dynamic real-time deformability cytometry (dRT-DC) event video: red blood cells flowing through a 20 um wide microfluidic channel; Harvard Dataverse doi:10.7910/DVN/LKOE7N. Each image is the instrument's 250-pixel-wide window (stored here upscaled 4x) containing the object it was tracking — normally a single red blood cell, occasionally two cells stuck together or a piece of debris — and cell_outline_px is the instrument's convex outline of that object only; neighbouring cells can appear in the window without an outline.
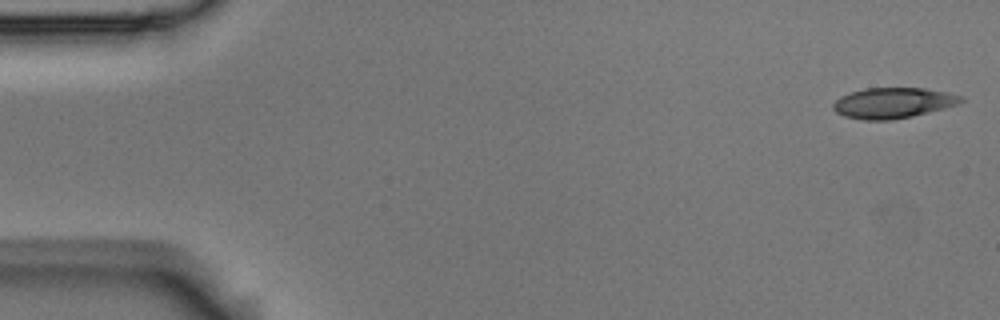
{"species": "Egyptian fruit bat (a non-hibernating species)", "species_latin": "Rousettus aegyptiacus", "temperature_condition": "room temperature", "stored_images_in_passage": 53, "camera_frame_rate_fps": 3000, "um_per_image_px": 0.085, "animal": {"sex": "male"}, "frame": {"image": 1, "passage_image": 1, "time_ms": 0.0, "image_size_px": [1000, 320], "cell_outline_px": [[964, 100], [956, 104], [912, 116], [888, 120], [864, 120], [844, 116], [836, 112], [832, 108], [832, 104], [840, 96], [864, 88], [924, 88], [948, 92], [960, 96]], "centroid_in_image_um": [75.85, 8.74], "position_along_channel_um": 9.2, "area_um2": 22.48}}
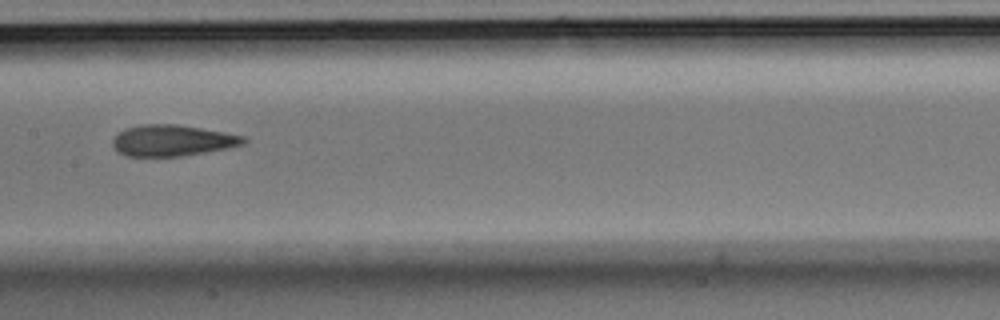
{"frame": {"image": 2, "passage_image": 26, "time_ms": 8.333, "image_size_px": [1000, 320], "cell_outline_px": [[248, 140], [244, 144], [228, 148], [180, 156], [128, 156], [116, 152], [112, 144], [112, 140], [124, 128], [140, 124], [176, 124], [224, 132], [244, 136]], "centroid_in_image_um": [14.62, 11.94], "position_along_channel_um": 192.8, "area_um2": 23.76}}
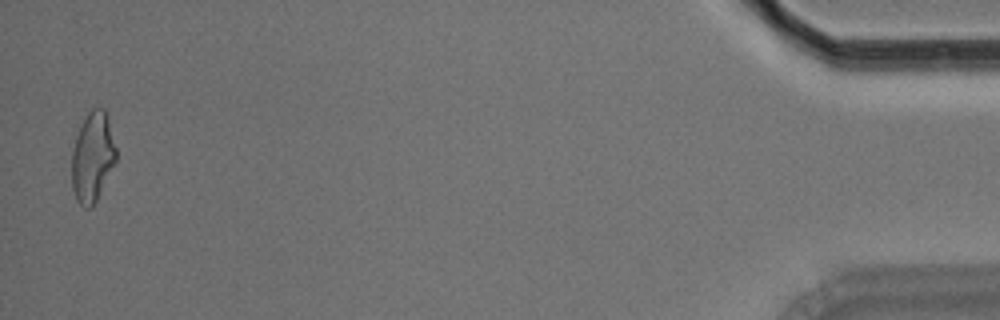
{"frame": {"image": 3, "passage_image": 52, "time_ms": 17.0, "image_size_px": [1000, 320], "cell_outline_px": [[116, 160], [92, 208], [84, 208], [76, 200], [72, 188], [72, 152], [76, 136], [80, 124], [88, 112], [96, 104], [104, 108], [108, 116], [116, 148]], "centroid_in_image_um": [7.86, 13.3], "position_along_channel_um": 427.3, "area_um2": 23.35}, "authors_computed_cell_mechanics": {"area_um2": 23.5824, "velocity_mm_per_s": 3.7521, "shape_relaxation_time_tau1_ms": 7.8645, "shape_relaxation_time_tau2_ms": 2.9655, "deformation_change_tau1": 0.188, "deformation_change_tau2": 0.117}}